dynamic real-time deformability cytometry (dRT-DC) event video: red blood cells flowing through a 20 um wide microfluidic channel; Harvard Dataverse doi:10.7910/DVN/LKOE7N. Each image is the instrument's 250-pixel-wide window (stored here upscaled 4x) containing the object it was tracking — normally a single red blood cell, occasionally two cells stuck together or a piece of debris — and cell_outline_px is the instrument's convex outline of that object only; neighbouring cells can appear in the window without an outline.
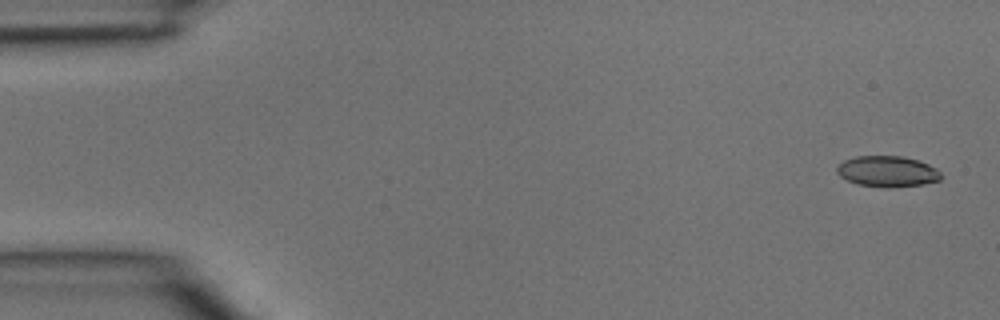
{"species": "common noctule bat (a hibernating species)", "species_latin": "Nyctalus noctula", "temperature_condition": "room temperature", "stored_images_in_passage": 4, "camera_frame_rate_fps": 3000, "um_per_image_px": 0.085, "animal": {"sex": "male", "body_mass_g": 15.6}, "frame": {"image": 1, "passage_image": 1, "time_ms": 0.0, "image_size_px": [1000, 320], "cell_outline_px": [[940, 180], [924, 184], [888, 188], [860, 184], [848, 180], [840, 176], [836, 172], [836, 168], [844, 160], [856, 156], [900, 156], [920, 160], [936, 168], [940, 172]], "centroid_in_image_um": [75.44, 14.56], "position_along_channel_um": 9.6, "area_um2": 18.67}}